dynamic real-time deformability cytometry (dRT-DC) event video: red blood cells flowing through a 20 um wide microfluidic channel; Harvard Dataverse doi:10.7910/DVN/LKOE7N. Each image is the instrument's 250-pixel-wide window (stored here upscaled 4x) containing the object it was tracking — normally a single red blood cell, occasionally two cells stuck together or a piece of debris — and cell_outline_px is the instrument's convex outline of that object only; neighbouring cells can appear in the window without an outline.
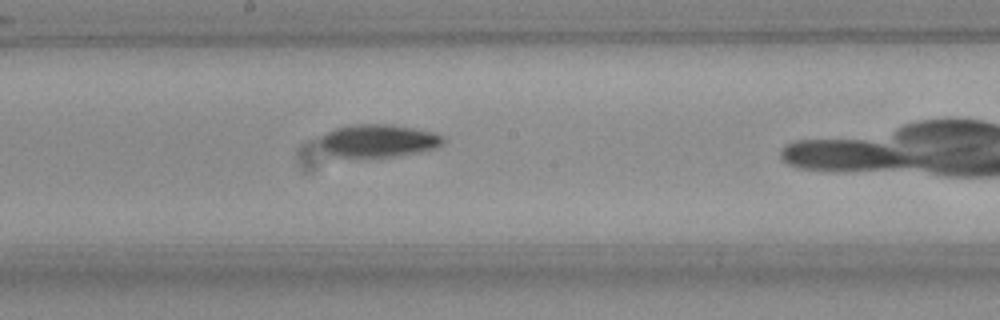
{"species": "Egyptian fruit bat (a non-hibernating species)", "species_latin": "Rousettus aegyptiacus", "temperature_condition": "room temperature", "stored_images_in_passage": 26, "camera_frame_rate_fps": 3000, "um_per_image_px": 0.085, "frame": {"image": 1, "passage_image": 12, "time_ms": 3.667, "image_size_px": [1000, 320], "cell_outline_px": [[444, 140], [436, 148], [416, 152], [388, 156], [332, 156], [320, 144], [320, 136], [336, 128], [352, 124], [392, 124], [432, 132], [440, 136]], "centroid_in_image_um": [32.11, 11.93], "position_along_channel_um": 216.1, "area_um2": 22.89}}
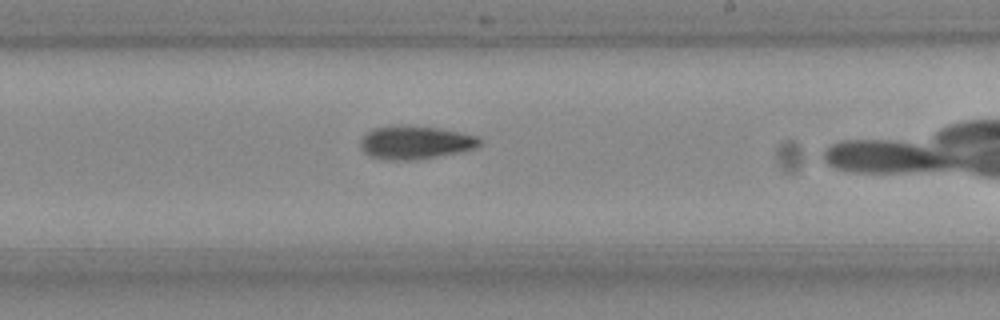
{"frame": {"image": 2, "passage_image": 15, "time_ms": 4.667, "image_size_px": [1000, 320], "cell_outline_px": [[484, 140], [476, 148], [460, 152], [412, 160], [384, 160], [368, 156], [360, 148], [360, 140], [368, 132], [376, 128], [408, 124], [412, 124], [440, 128], [460, 132], [476, 136]], "centroid_in_image_um": [35.31, 12.1], "position_along_channel_um": 253.7, "area_um2": 23.35}}